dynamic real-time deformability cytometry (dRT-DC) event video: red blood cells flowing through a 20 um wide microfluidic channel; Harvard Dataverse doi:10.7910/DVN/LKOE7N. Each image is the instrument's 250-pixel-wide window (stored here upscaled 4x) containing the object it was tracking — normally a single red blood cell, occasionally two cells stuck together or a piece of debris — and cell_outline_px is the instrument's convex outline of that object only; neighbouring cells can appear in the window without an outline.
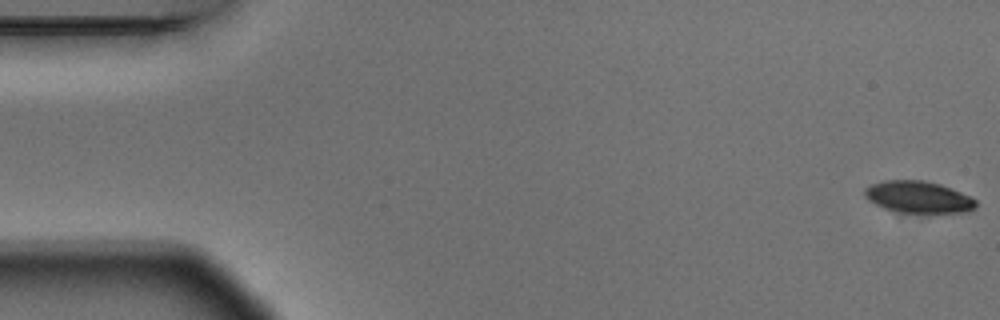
{"species": "Egyptian fruit bat (a non-hibernating species)", "species_latin": "Rousettus aegyptiacus", "temperature_condition": "warm", "stored_images_in_passage": 5, "camera_frame_rate_fps": 3000, "um_per_image_px": 0.085, "animal": {"sex": "male"}, "frame": {"image": 1, "passage_image": 1, "time_ms": 0.0, "image_size_px": [1000, 320], "cell_outline_px": [[976, 208], [968, 212], [904, 212], [884, 208], [868, 200], [864, 196], [864, 188], [872, 184], [884, 180], [924, 180], [940, 184], [972, 196], [976, 200]], "centroid_in_image_um": [78.08, 16.73], "position_along_channel_um": 6.9, "area_um2": 20.58}}
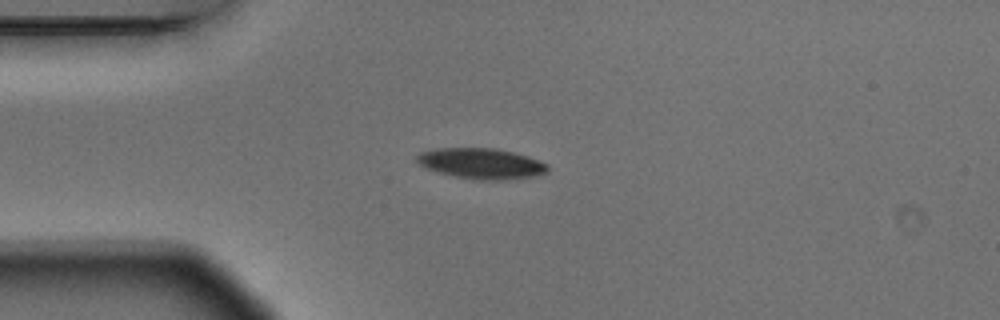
{"frame": {"image": 2, "passage_image": 4, "time_ms": 1.0, "image_size_px": [1000, 320], "cell_outline_px": [[548, 172], [536, 176], [504, 180], [480, 180], [456, 176], [440, 172], [416, 164], [416, 156], [420, 152], [436, 148], [496, 148], [528, 156], [548, 164]], "centroid_in_image_um": [40.92, 13.89], "position_along_channel_um": 44.1, "area_um2": 23.35}}
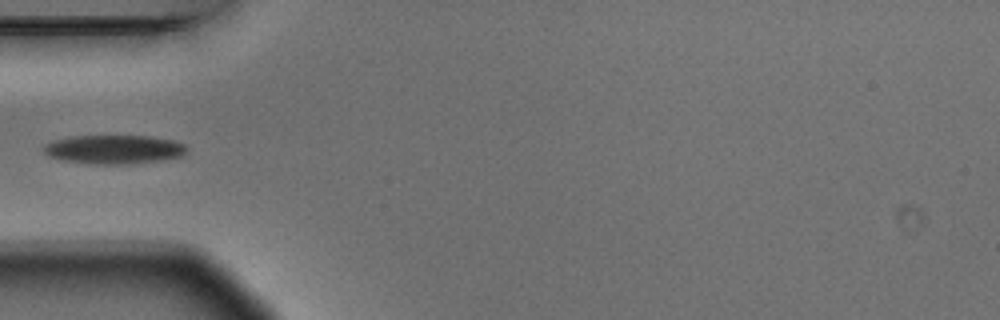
{"frame": {"image": 3, "passage_image": 5, "time_ms": 1.333, "image_size_px": [1000, 320], "cell_outline_px": [[188, 148], [180, 156], [160, 160], [132, 164], [88, 164], [64, 160], [48, 156], [40, 148], [44, 144], [52, 140], [72, 136], [148, 136], [172, 140], [184, 144]], "centroid_in_image_um": [9.62, 12.7], "position_along_channel_um": 75.4, "area_um2": 24.16}}